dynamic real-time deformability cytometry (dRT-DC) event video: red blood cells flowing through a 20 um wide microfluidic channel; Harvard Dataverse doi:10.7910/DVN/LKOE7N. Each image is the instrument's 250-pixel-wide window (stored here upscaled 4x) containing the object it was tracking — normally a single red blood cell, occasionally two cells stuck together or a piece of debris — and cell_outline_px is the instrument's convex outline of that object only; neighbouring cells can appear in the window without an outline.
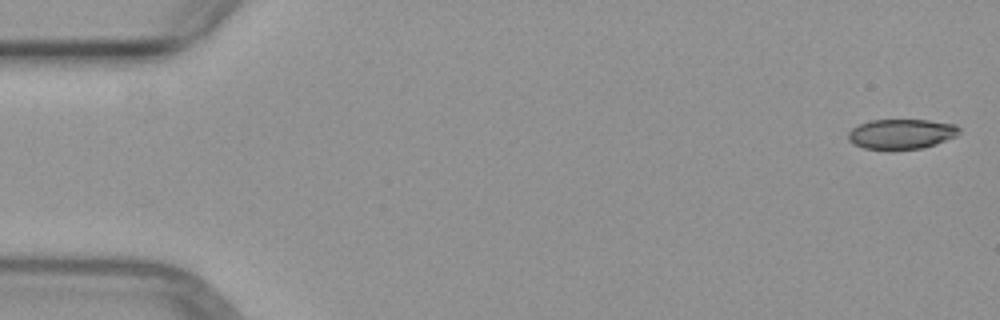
{"species": "common noctule bat (a hibernating species)", "species_latin": "Nyctalus noctula", "temperature_condition": "warm", "stored_images_in_passage": 4, "camera_frame_rate_fps": 3000, "um_per_image_px": 0.085, "animal": {"sex": "female", "body_mass_g": 29.2, "forearm_length_mm": 56.3}, "frame": {"image": 1, "passage_image": 1, "time_ms": 0.0, "image_size_px": [1000, 320], "cell_outline_px": [[960, 132], [956, 136], [936, 144], [924, 148], [864, 148], [852, 144], [848, 140], [848, 132], [852, 128], [860, 124], [872, 120], [928, 120], [956, 124], [960, 128]], "centroid_in_image_um": [76.63, 11.37], "position_along_channel_um": 8.4, "area_um2": 19.19}}
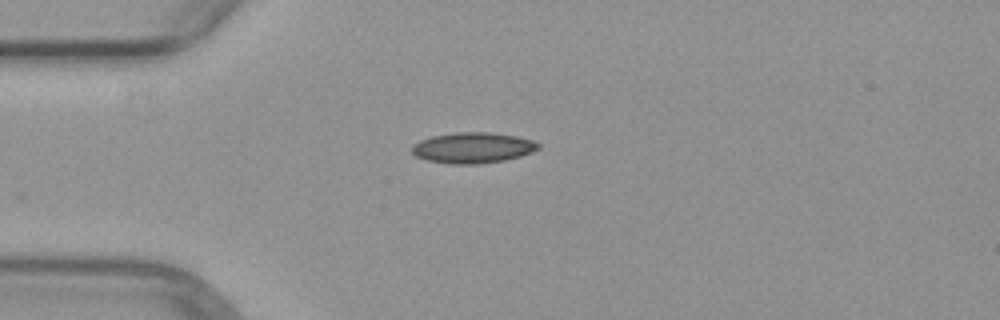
{"frame": {"image": 2, "passage_image": 4, "time_ms": 4.0, "image_size_px": [1000, 320], "cell_outline_px": [[540, 148], [532, 152], [520, 156], [504, 160], [476, 164], [448, 164], [428, 160], [416, 156], [412, 152], [412, 144], [420, 140], [432, 136], [456, 132], [492, 132], [516, 136], [532, 140], [540, 144]], "centroid_in_image_um": [40.18, 12.55], "position_along_channel_um": 44.8, "area_um2": 22.66}}